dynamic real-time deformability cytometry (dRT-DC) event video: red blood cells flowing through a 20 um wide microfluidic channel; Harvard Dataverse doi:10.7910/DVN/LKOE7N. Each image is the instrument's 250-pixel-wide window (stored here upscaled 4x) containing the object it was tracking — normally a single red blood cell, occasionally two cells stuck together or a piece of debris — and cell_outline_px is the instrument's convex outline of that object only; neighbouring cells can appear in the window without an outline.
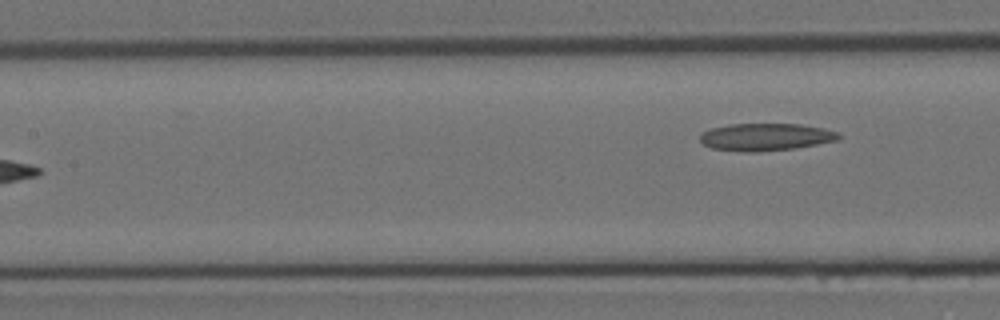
{"species": "Egyptian fruit bat (a non-hibernating species)", "species_latin": "Rousettus aegyptiacus", "temperature_condition": "room temperature", "stored_images_in_passage": 10, "segment_of_instrument_passage": [2, 2], "camera_frame_rate_fps": 3000, "um_per_image_px": 0.085, "animal": {"sex": "female"}, "frame": {"image": 1, "passage_image": 10, "time_ms": 3.0, "image_size_px": [1000, 320], "cell_outline_px": [[840, 140], [796, 148], [756, 152], [748, 152], [712, 148], [704, 144], [700, 140], [700, 132], [712, 128], [728, 124], [800, 124], [824, 128], [840, 132]], "centroid_in_image_um": [65.12, 11.64], "position_along_channel_um": 142.3, "area_um2": 22.25}}